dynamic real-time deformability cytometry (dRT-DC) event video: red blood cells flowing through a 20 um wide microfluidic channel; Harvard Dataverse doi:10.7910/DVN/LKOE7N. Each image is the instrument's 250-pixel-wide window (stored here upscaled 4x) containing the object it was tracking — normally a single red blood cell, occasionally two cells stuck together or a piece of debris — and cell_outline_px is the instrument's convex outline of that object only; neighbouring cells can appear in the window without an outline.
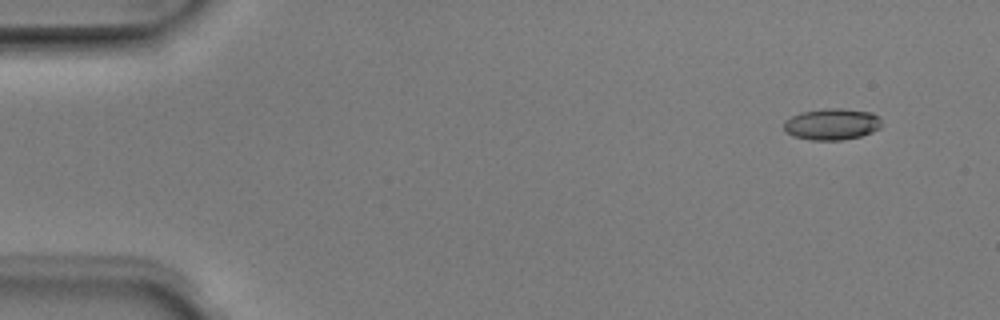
{"species": "Egyptian fruit bat (a non-hibernating species)", "species_latin": "Rousettus aegyptiacus", "temperature_condition": "room temperature", "stored_images_in_passage": 5, "camera_frame_rate_fps": 3000, "um_per_image_px": 0.085, "animal": {"sex": "male"}, "frame": {"image": 1, "passage_image": 2, "time_ms": 0.333, "image_size_px": [1000, 320], "cell_outline_px": [[880, 128], [872, 132], [860, 136], [840, 140], [812, 140], [792, 136], [784, 132], [784, 120], [800, 112], [824, 108], [840, 108], [872, 112], [880, 120]], "centroid_in_image_um": [70.66, 10.55], "position_along_channel_um": 14.3, "area_um2": 17.98}}
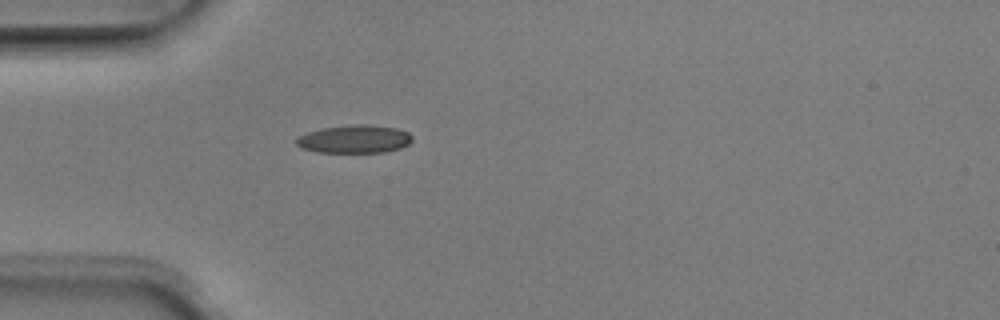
{"frame": {"image": 2, "passage_image": 5, "time_ms": 1.333, "image_size_px": [1000, 320], "cell_outline_px": [[412, 140], [408, 144], [400, 148], [384, 152], [316, 152], [300, 148], [296, 144], [296, 136], [320, 128], [356, 124], [364, 124], [396, 128], [408, 132], [412, 136]], "centroid_in_image_um": [30.09, 11.82], "position_along_channel_um": 54.9, "area_um2": 19.02}}